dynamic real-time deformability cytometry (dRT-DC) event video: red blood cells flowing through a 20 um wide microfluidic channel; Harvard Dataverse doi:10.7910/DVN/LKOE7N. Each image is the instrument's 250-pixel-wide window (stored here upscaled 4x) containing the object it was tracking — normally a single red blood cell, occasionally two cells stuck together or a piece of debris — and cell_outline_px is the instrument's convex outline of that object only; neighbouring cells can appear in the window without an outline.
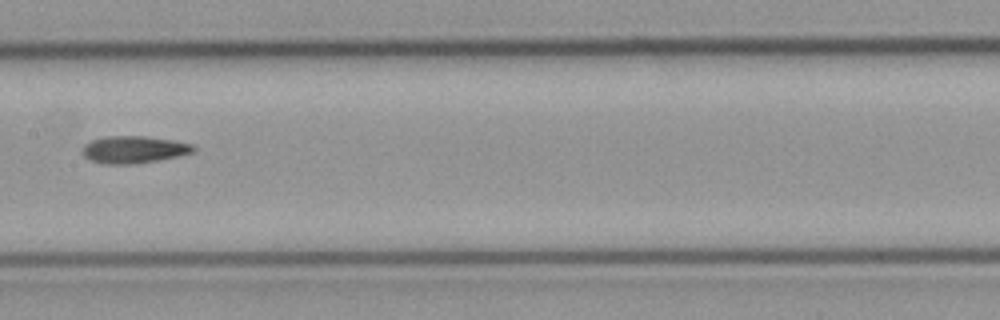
{"species": "common noctule bat (a hibernating species)", "species_latin": "Nyctalus noctula", "temperature_condition": "cold", "stored_images_in_passage": 7, "camera_frame_rate_fps": 3000, "um_per_image_px": 0.085, "animal": {"sex": "male", "body_mass_g": 23.1, "forearm_length_mm": 52.7}, "frame": {"image": 1, "passage_image": 7, "time_ms": 2.0, "image_size_px": [1000, 320], "cell_outline_px": [[196, 148], [192, 152], [176, 156], [156, 160], [132, 164], [108, 164], [92, 160], [84, 156], [80, 152], [84, 144], [92, 140], [104, 136], [144, 136], [176, 140], [192, 144]], "centroid_in_image_um": [11.35, 12.69], "position_along_channel_um": 196.1, "area_um2": 17.51}}